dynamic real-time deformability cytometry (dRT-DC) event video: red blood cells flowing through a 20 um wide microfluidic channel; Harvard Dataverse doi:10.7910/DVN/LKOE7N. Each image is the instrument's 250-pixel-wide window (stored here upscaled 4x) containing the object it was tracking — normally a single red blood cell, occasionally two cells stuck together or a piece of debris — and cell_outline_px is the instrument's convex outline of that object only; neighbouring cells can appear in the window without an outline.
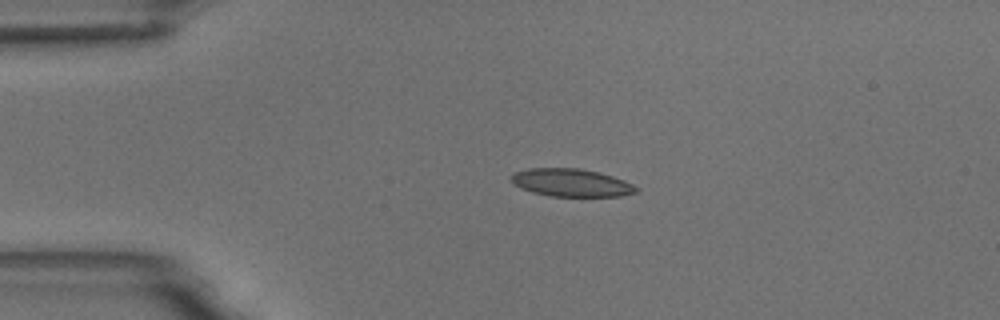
{"species": "common noctule bat (a hibernating species)", "species_latin": "Nyctalus noctula", "temperature_condition": "room temperature", "stored_images_in_passage": 4, "camera_frame_rate_fps": 3000, "um_per_image_px": 0.085, "animal": {"sex": "male", "body_mass_g": 18.8}, "frame": {"image": 1, "passage_image": 3, "time_ms": 2.0, "image_size_px": [1000, 320], "cell_outline_px": [[640, 188], [636, 192], [620, 196], [548, 196], [532, 192], [520, 188], [512, 184], [508, 176], [516, 172], [528, 168], [580, 168], [612, 176], [624, 180]], "centroid_in_image_um": [48.5, 15.53], "position_along_channel_um": 36.5, "area_um2": 20.35}}